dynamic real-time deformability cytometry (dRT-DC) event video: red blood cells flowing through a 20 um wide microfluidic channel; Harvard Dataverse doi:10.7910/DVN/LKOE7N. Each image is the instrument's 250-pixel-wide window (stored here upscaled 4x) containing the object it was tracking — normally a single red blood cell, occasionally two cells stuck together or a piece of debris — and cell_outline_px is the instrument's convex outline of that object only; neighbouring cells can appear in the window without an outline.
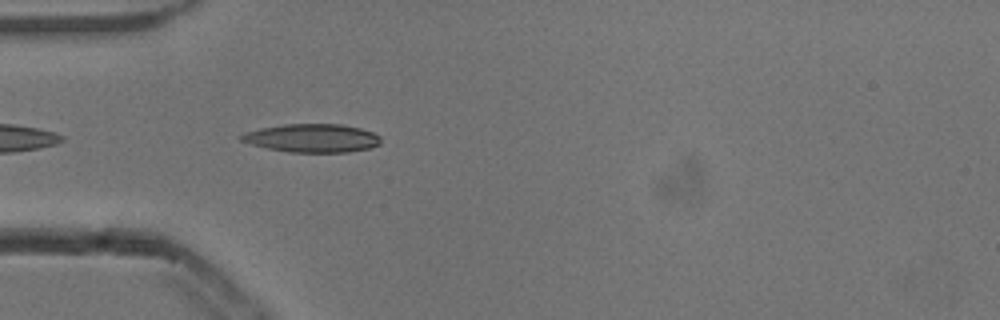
{"species": "common noctule bat (a hibernating species)", "species_latin": "Nyctalus noctula", "temperature_condition": "cold", "stored_images_in_passage": 24, "camera_frame_rate_fps": 3000, "um_per_image_px": 0.085, "animal": {"sex": "male", "body_mass_g": 13.3}, "frame": {"image": 1, "passage_image": 2, "time_ms": 0.333, "image_size_px": [1000, 320], "cell_outline_px": [[380, 144], [368, 148], [348, 152], [288, 152], [268, 148], [252, 144], [240, 140], [236, 136], [244, 132], [260, 128], [284, 124], [344, 124], [360, 128], [372, 132], [380, 136]], "centroid_in_image_um": [26.5, 11.73], "position_along_channel_um": 58.5, "area_um2": 23.12}}
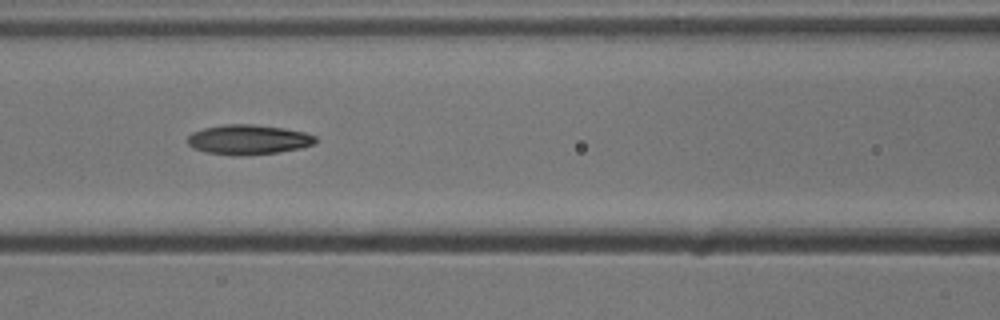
{"frame": {"image": 2, "passage_image": 9, "time_ms": 2.667, "image_size_px": [1000, 320], "cell_outline_px": [[316, 140], [312, 144], [300, 148], [276, 152], [232, 156], [208, 152], [192, 148], [188, 144], [188, 136], [192, 132], [204, 128], [224, 124], [252, 124], [284, 128], [304, 132], [316, 136]], "centroid_in_image_um": [21.07, 11.86], "position_along_channel_um": 145.5, "area_um2": 22.02}}
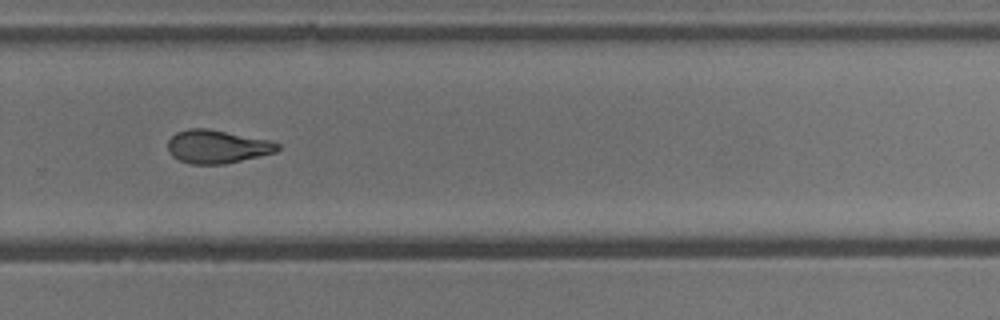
{"frame": {"image": 3, "passage_image": 22, "time_ms": 7.0, "image_size_px": [1000, 320], "cell_outline_px": [[280, 148], [276, 152], [224, 164], [188, 164], [172, 156], [168, 152], [168, 140], [176, 132], [188, 128], [208, 128], [268, 140], [280, 144]], "centroid_in_image_um": [18.42, 12.46], "position_along_channel_um": 311.4, "area_um2": 21.27}}